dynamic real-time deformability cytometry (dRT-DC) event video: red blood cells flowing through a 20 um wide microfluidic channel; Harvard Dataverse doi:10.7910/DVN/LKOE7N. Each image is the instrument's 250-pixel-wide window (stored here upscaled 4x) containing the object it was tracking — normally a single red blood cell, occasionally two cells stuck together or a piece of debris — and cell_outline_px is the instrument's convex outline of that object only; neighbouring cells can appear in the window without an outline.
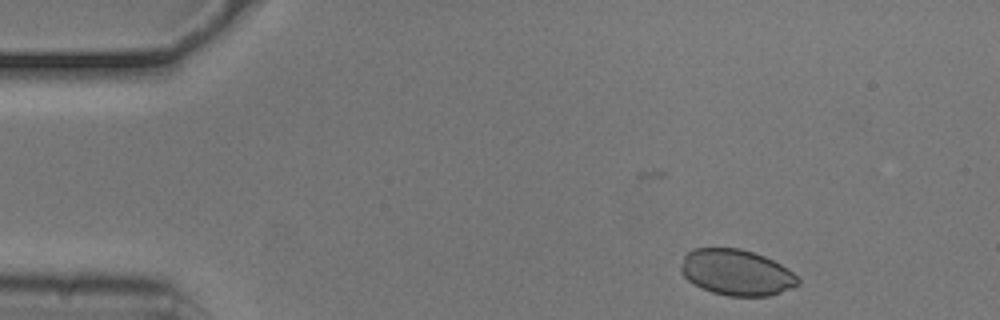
{"species": "common noctule bat (a hibernating species)", "species_latin": "Nyctalus noctula", "temperature_condition": "cold", "stored_images_in_passage": 31, "camera_frame_rate_fps": 3000, "um_per_image_px": 0.085, "animal": {"sex": "male", "body_mass_g": 20.5, "forearm_length_mm": 52.5}, "frame": {"image": 1, "passage_image": 1, "time_ms": 0.0, "image_size_px": [1000, 320], "cell_outline_px": [[800, 284], [792, 288], [768, 296], [728, 296], [712, 292], [688, 280], [680, 272], [680, 268], [684, 256], [692, 248], [740, 248], [764, 256], [788, 268], [800, 280]], "centroid_in_image_um": [62.6, 23.15], "position_along_channel_um": 22.4, "area_um2": 31.21}}
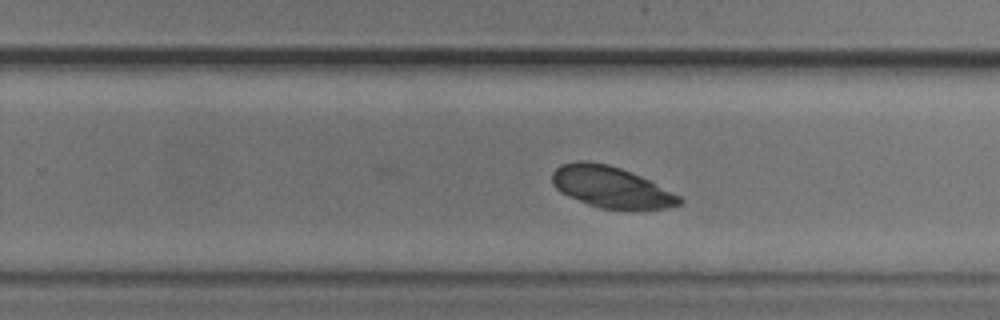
{"frame": {"image": 2, "passage_image": 28, "time_ms": 9.0, "image_size_px": [1000, 320], "cell_outline_px": [[684, 200], [680, 204], [668, 208], [600, 208], [588, 204], [568, 196], [560, 192], [552, 184], [552, 172], [560, 164], [576, 160], [584, 160], [608, 164], [620, 168], [640, 176], [680, 196]], "centroid_in_image_um": [51.88, 15.87], "position_along_channel_um": 277.9, "area_um2": 30.23}}
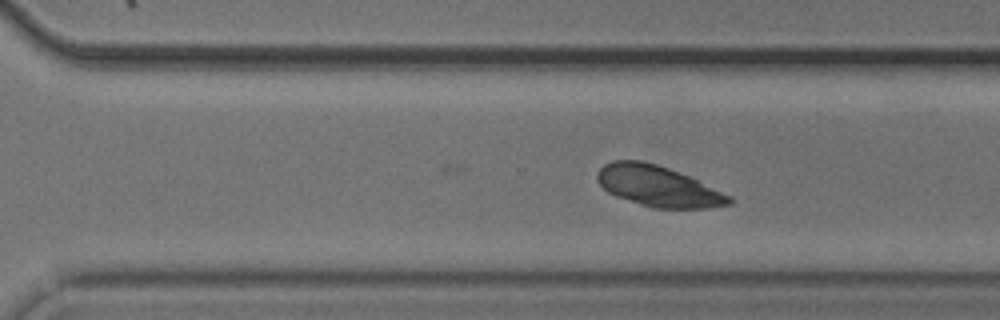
{"frame": {"image": 3, "passage_image": 31, "time_ms": 10.0, "image_size_px": [1000, 320], "cell_outline_px": [[732, 204], [708, 208], [652, 208], [616, 196], [608, 192], [596, 180], [596, 176], [600, 168], [604, 164], [612, 160], [640, 160], [656, 164], [668, 168], [688, 176], [732, 196]], "centroid_in_image_um": [55.93, 15.83], "position_along_channel_um": 314.7, "area_um2": 31.15}}